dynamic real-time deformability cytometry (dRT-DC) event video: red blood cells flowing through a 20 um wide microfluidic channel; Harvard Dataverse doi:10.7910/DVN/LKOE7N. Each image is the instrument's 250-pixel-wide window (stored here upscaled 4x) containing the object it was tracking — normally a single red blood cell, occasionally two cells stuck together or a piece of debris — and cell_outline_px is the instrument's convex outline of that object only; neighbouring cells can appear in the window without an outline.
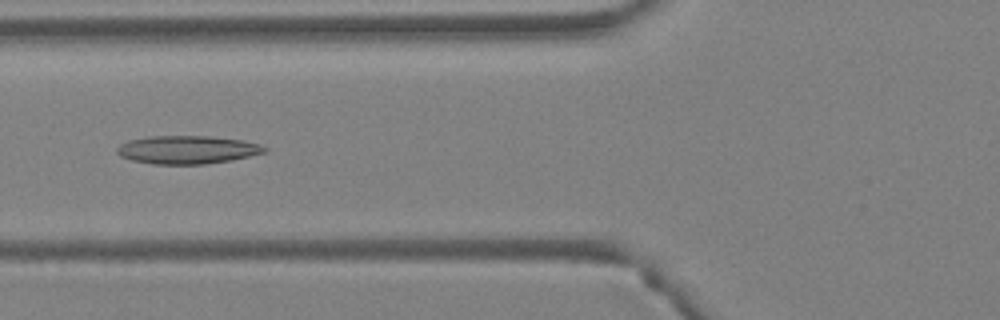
{"species": "Egyptian fruit bat (a non-hibernating species)", "species_latin": "Rousettus aegyptiacus", "temperature_condition": "warm", "stored_images_in_passage": 4, "camera_frame_rate_fps": 3000, "um_per_image_px": 0.085, "animal": {"sex": "female"}, "frame": {"image": 1, "passage_image": 4, "time_ms": 1.0, "image_size_px": [1000, 320], "cell_outline_px": [[268, 152], [232, 160], [204, 164], [152, 164], [132, 160], [120, 156], [116, 152], [116, 148], [120, 144], [128, 140], [148, 136], [212, 136], [244, 140], [260, 144], [268, 148]], "centroid_in_image_um": [15.94, 12.72], "position_along_channel_um": 109.9, "area_um2": 24.51}}